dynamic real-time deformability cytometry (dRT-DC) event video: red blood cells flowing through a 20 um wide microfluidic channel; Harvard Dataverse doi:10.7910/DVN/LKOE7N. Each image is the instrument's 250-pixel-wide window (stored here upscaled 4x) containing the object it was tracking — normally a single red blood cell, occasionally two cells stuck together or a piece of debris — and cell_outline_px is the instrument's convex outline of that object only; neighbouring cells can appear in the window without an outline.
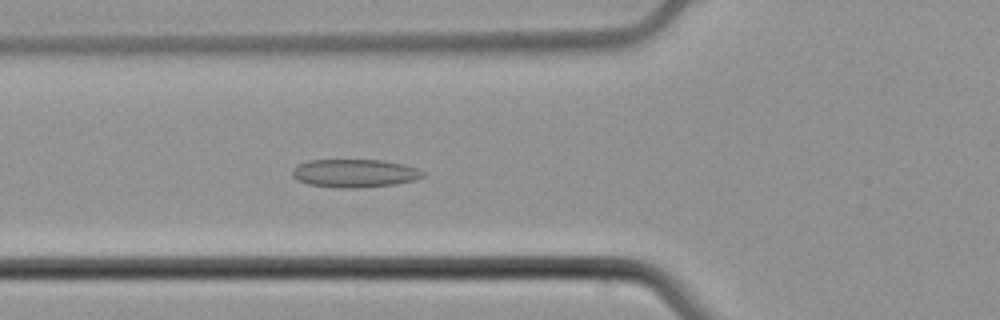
{"species": "common noctule bat (a hibernating species)", "species_latin": "Nyctalus noctula", "temperature_condition": "cold", "stored_images_in_passage": 47, "camera_frame_rate_fps": 3000, "um_per_image_px": 0.085, "animal": {"sex": "male", "body_mass_g": 21.5, "forearm_length_mm": 52.0}, "frame": {"image": 1, "passage_image": 20, "time_ms": 6.333, "image_size_px": [1000, 320], "cell_outline_px": [[424, 176], [416, 180], [392, 184], [360, 188], [336, 188], [308, 184], [296, 180], [292, 176], [292, 172], [300, 164], [308, 160], [384, 160], [404, 164], [420, 168], [424, 172]], "centroid_in_image_um": [30.18, 14.73], "position_along_channel_um": 95.6, "area_um2": 21.56}}
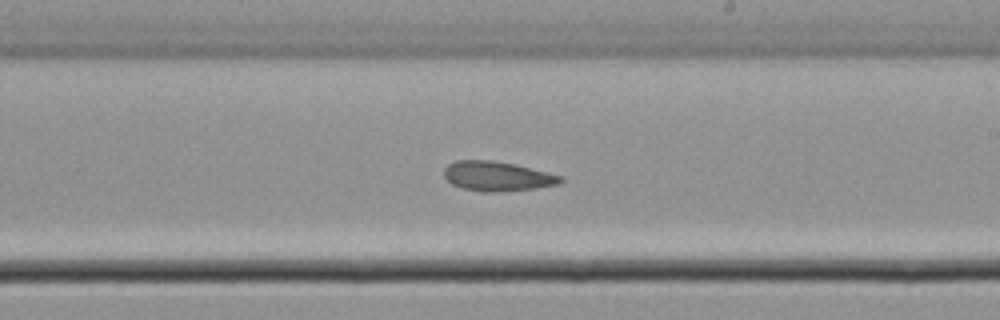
{"frame": {"image": 2, "passage_image": 32, "time_ms": 10.333, "image_size_px": [1000, 320], "cell_outline_px": [[564, 180], [560, 184], [536, 188], [496, 192], [484, 192], [464, 188], [452, 184], [444, 176], [444, 168], [448, 164], [456, 160], [492, 160], [516, 164], [564, 176]], "centroid_in_image_um": [42.3, 14.97], "position_along_channel_um": 246.7, "area_um2": 20.23}}
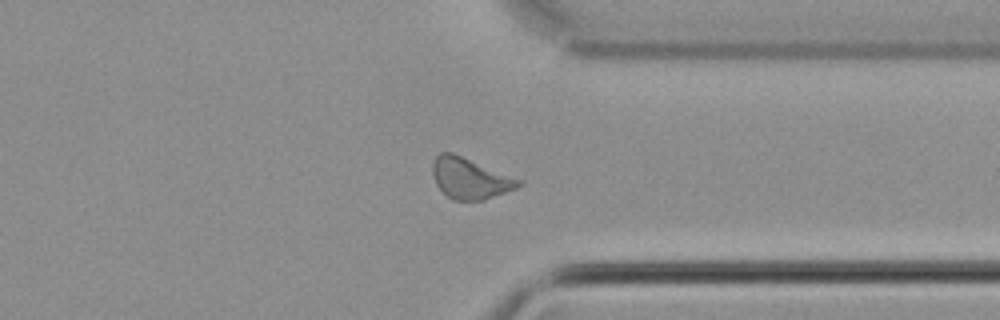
{"frame": {"image": 3, "passage_image": 42, "time_ms": 13.667, "image_size_px": [1000, 320], "cell_outline_px": [[524, 184], [516, 188], [484, 200], [452, 200], [436, 184], [432, 172], [432, 164], [436, 156], [440, 152], [452, 152], [524, 180]], "centroid_in_image_um": [39.98, 15.15], "position_along_channel_um": 371.4, "area_um2": 20.58}, "authors_computed_cell_mechanics": {"area_um2": 20.8658, "velocity_mm_per_s": 3.775, "shape_relaxation_time_tau1_ms": null, "shape_relaxation_time_tau2_ms": 3.5217, "deformation_change_tau1": null, "deformation_change_tau2": 0.0655}}